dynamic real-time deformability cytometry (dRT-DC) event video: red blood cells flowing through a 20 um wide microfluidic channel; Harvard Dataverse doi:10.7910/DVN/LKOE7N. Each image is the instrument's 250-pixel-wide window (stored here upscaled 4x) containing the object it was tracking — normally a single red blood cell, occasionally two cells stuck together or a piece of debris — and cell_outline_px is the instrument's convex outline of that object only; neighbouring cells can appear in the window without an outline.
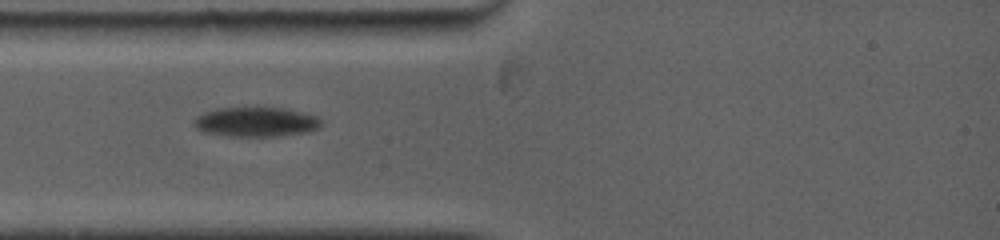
{"species": "common noctule bat (a hibernating species)", "species_latin": "Nyctalus noctula", "temperature_condition": "warm", "stored_images_in_passage": 30, "camera_frame_rate_fps": 5000, "um_per_image_px": 0.085, "animal": {"sex": "female", "body_mass_g": 19.0, "forearm_length_mm": 53.3}, "frame": {"image": 1, "passage_image": 1, "time_ms": 0.0, "image_size_px": [1000, 240], "cell_outline_px": [[324, 124], [320, 128], [312, 132], [280, 136], [228, 136], [200, 132], [196, 128], [192, 120], [196, 116], [204, 112], [216, 108], [280, 108], [300, 112], [316, 116]], "centroid_in_image_um": [21.75, 10.38], "position_along_channel_um": 63.3, "area_um2": 22.2}}
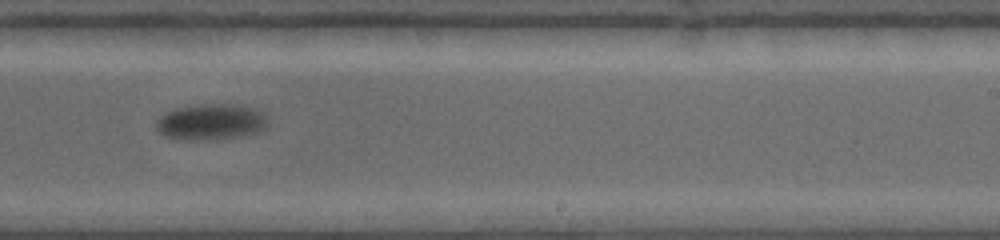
{"frame": {"image": 2, "passage_image": 13, "time_ms": 5.6, "image_size_px": [1000, 240], "cell_outline_px": [[268, 124], [260, 132], [236, 136], [200, 140], [188, 140], [164, 136], [156, 128], [156, 120], [160, 116], [176, 108], [196, 104], [240, 104], [256, 108], [268, 116]], "centroid_in_image_um": [17.96, 10.34], "position_along_channel_um": 271.0, "area_um2": 23.52}}
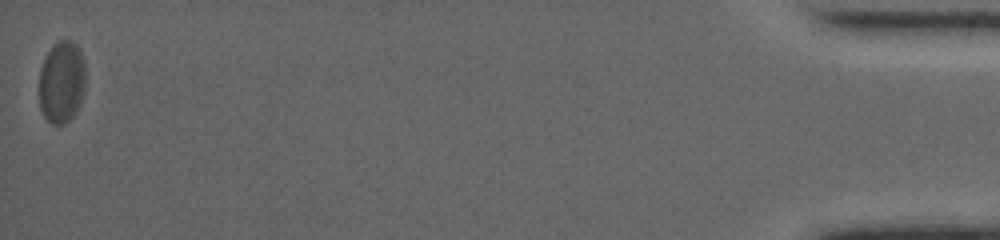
{"frame": {"image": 3, "passage_image": 30, "time_ms": 14.2, "image_size_px": [1000, 240], "cell_outline_px": [[84, 96], [76, 112], [64, 124], [52, 124], [44, 116], [40, 108], [40, 68], [44, 56], [52, 44], [60, 40], [72, 40], [76, 44], [84, 60]], "centroid_in_image_um": [5.24, 6.95], "position_along_channel_um": 430.0, "area_um2": 22.37}}